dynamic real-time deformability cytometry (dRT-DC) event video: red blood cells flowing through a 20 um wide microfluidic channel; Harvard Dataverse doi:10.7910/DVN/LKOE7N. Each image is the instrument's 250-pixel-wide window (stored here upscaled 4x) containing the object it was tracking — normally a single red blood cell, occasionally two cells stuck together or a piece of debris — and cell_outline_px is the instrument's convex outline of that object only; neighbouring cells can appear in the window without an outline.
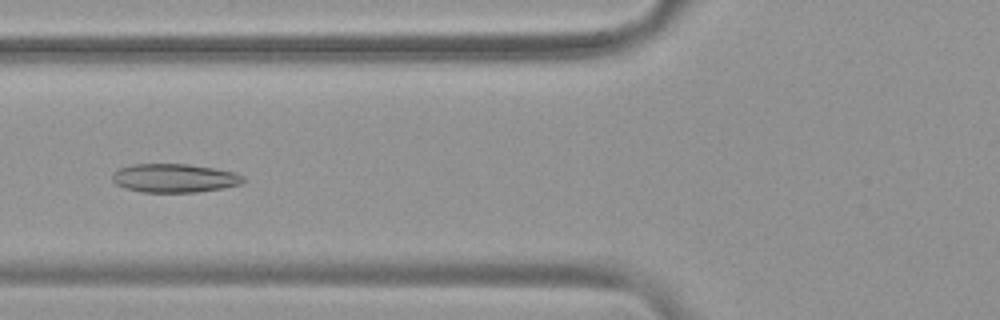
{"species": "common noctule bat (a hibernating species)", "species_latin": "Nyctalus noctula", "temperature_condition": "warm", "stored_images_in_passage": 42, "camera_frame_rate_fps": 3000, "um_per_image_px": 0.085, "animal": {"sex": "female", "body_mass_g": 19.9}, "frame": {"image": 1, "passage_image": 9, "time_ms": 2.667, "image_size_px": [1000, 320], "cell_outline_px": [[248, 180], [240, 184], [224, 188], [196, 192], [140, 192], [124, 188], [116, 184], [112, 180], [112, 172], [120, 168], [132, 164], [188, 164], [216, 168], [236, 172], [244, 176]], "centroid_in_image_um": [14.85, 15.14], "position_along_channel_um": 110.9, "area_um2": 22.2}}
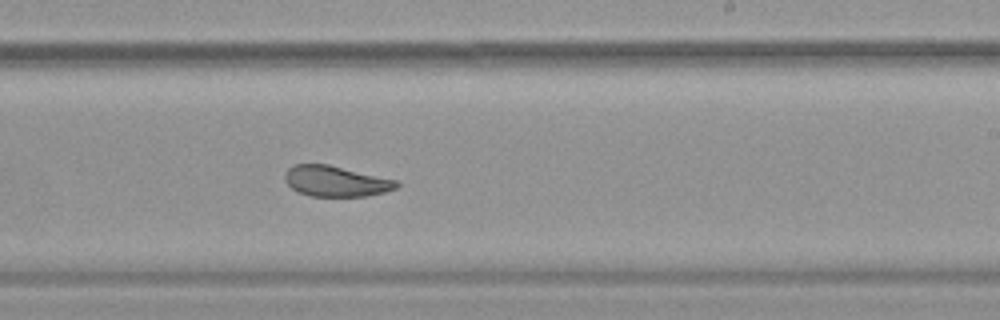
{"frame": {"image": 2, "passage_image": 21, "time_ms": 6.667, "image_size_px": [1000, 320], "cell_outline_px": [[400, 184], [396, 188], [384, 192], [368, 196], [312, 196], [300, 192], [292, 188], [284, 180], [284, 172], [288, 168], [296, 164], [328, 164], [396, 180]], "centroid_in_image_um": [28.53, 15.4], "position_along_channel_um": 260.5, "area_um2": 19.83}}
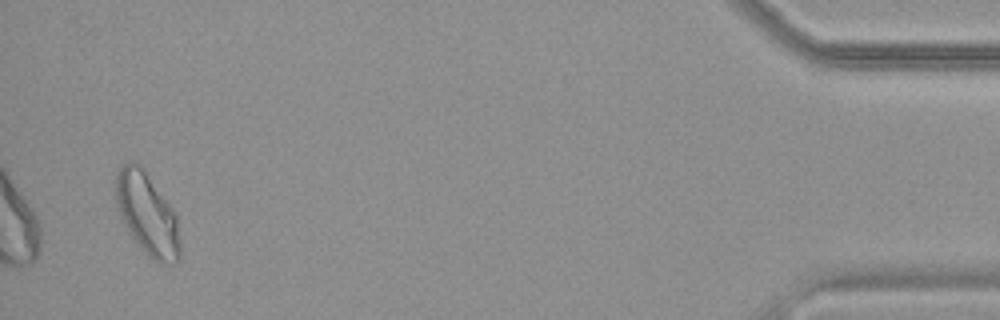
{"frame": {"image": 3, "passage_image": 40, "time_ms": 13.0, "image_size_px": [1000, 320], "cell_outline_px": [[180, 256], [176, 264], [160, 264], [152, 260], [136, 244], [128, 232], [120, 216], [116, 204], [116, 172], [124, 164], [140, 164], [168, 204], [176, 216], [180, 244]], "centroid_in_image_um": [12.5, 18.28], "position_along_channel_um": 422.7, "area_um2": 30.4}, "authors_computed_cell_mechanics": {"area_um2": 22.4264, "velocity_mm_per_s": 3.7505, "shape_relaxation_time_tau1_ms": 7.6721, "shape_relaxation_time_tau2_ms": 1.7774, "deformation_change_tau1": 0.1618, "deformation_change_tau2": 0.0754}}